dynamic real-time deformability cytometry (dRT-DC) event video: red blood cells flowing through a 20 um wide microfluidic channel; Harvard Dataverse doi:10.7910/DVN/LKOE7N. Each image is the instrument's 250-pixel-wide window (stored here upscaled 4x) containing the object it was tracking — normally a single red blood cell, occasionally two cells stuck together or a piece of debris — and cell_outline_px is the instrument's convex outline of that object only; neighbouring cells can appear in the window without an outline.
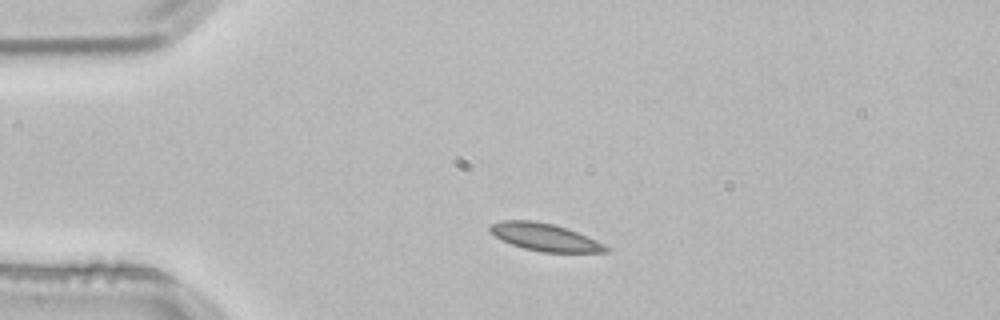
{"species": "common noctule bat (a hibernating species)", "species_latin": "Nyctalus noctula", "temperature_condition": "room temperature", "stored_images_in_passage": 1, "camera_frame_rate_fps": 3000, "um_per_image_px": 0.085, "animal": {"sex": "male", "body_mass_g": 21.5, "forearm_length_mm": 52.0}, "frame": {"image": 1, "passage_image": 1, "time_ms": 0.0, "image_size_px": [1000, 320], "cell_outline_px": [[608, 252], [540, 252], [524, 248], [512, 244], [488, 232], [488, 224], [500, 220], [532, 220], [552, 224], [576, 232], [604, 244], [608, 248]], "centroid_in_image_um": [46.23, 20.15], "position_along_channel_um": 38.8, "area_um2": 18.32}}